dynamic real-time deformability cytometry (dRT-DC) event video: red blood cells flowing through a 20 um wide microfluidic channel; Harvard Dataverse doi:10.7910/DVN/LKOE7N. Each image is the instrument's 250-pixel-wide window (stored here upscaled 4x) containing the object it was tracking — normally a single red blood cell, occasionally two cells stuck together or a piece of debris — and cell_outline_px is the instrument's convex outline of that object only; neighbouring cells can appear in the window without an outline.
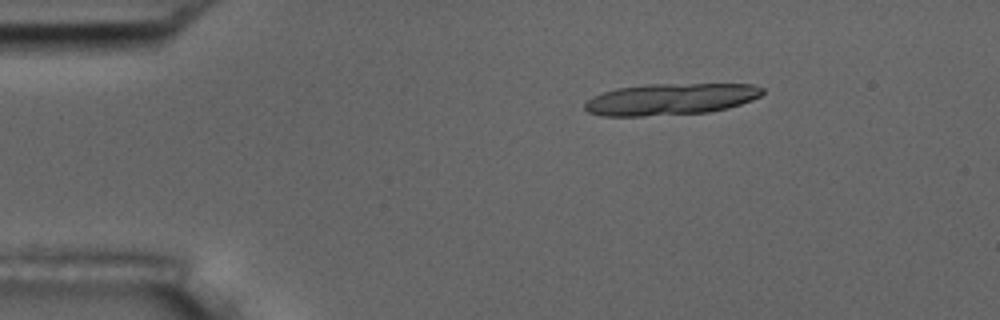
{"species": "common noctule bat (a hibernating species)", "species_latin": "Nyctalus noctula", "temperature_condition": "room temperature", "stored_images_in_passage": 19, "camera_frame_rate_fps": 3000, "um_per_image_px": 0.085, "animal": {"sex": "male", "body_mass_g": 17.5, "forearm_length_mm": 52.3}, "frame": {"image": 1, "passage_image": 9, "time_ms": 2.667, "image_size_px": [1000, 320], "cell_outline_px": [[764, 92], [760, 96], [752, 100], [728, 108], [708, 112], [644, 116], [600, 116], [588, 112], [584, 108], [584, 104], [592, 96], [616, 88], [648, 84], [752, 84], [764, 88]], "centroid_in_image_um": [56.99, 8.43], "position_along_channel_um": 28.0, "area_um2": 32.77}}